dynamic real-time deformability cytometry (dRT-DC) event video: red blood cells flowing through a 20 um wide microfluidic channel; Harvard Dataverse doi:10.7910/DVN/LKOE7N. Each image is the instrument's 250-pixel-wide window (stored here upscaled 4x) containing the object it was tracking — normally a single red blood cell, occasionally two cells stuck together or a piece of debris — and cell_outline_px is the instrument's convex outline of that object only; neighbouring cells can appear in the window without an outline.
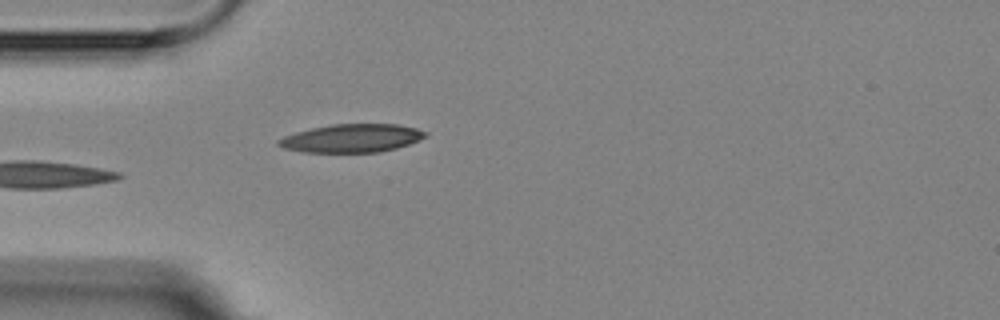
{"species": "Egyptian fruit bat (a non-hibernating species)", "species_latin": "Rousettus aegyptiacus", "temperature_condition": "room temperature", "stored_images_in_passage": 5, "camera_frame_rate_fps": 3000, "um_per_image_px": 0.085, "animal": {"sex": "female"}, "frame": {"image": 1, "passage_image": 5, "time_ms": 4.667, "image_size_px": [1000, 320], "cell_outline_px": [[428, 136], [408, 144], [396, 148], [380, 152], [304, 152], [284, 148], [276, 144], [276, 140], [284, 136], [296, 132], [312, 128], [332, 124], [400, 124], [416, 128], [428, 132]], "centroid_in_image_um": [29.91, 11.74], "position_along_channel_um": 55.1, "area_um2": 24.22}}